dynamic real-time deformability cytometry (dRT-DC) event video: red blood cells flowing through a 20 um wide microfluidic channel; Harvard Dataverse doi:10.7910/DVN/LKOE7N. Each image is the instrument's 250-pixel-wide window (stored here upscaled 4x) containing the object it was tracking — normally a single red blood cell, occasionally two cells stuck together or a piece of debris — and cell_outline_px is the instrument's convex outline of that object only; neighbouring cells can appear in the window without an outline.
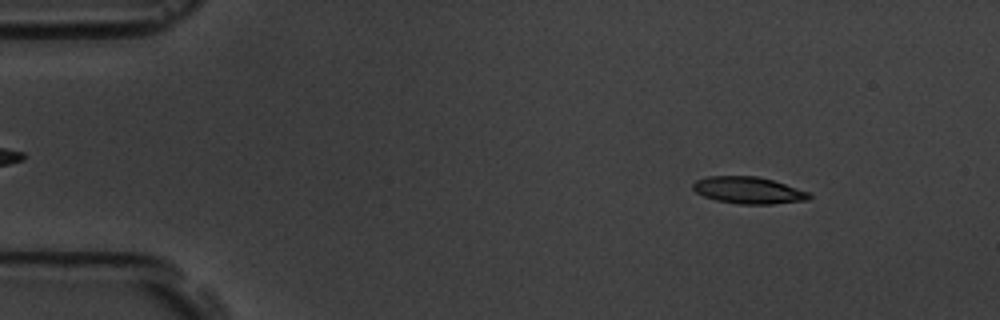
{"species": "common noctule bat (a hibernating species)", "species_latin": "Nyctalus noctula", "temperature_condition": "room temperature", "stored_images_in_passage": 55, "camera_frame_rate_fps": 3000, "um_per_image_px": 0.085, "animal": {"sex": "male", "body_mass_g": 19.5, "forearm_length_mm": 54.6}, "frame": {"image": 1, "passage_image": 6, "time_ms": 1.667, "image_size_px": [1000, 320], "cell_outline_px": [[812, 196], [808, 200], [772, 204], [736, 204], [716, 200], [704, 196], [696, 192], [692, 188], [692, 184], [696, 180], [708, 176], [756, 176], [772, 180], [812, 192]], "centroid_in_image_um": [63.64, 16.18], "position_along_channel_um": 21.4, "area_um2": 18.32}}
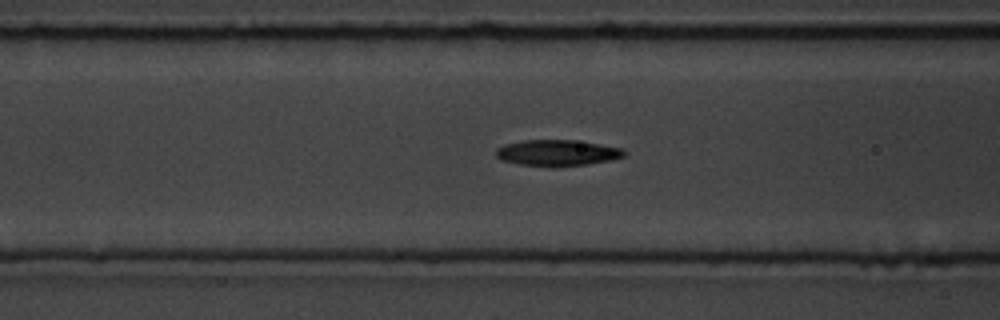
{"frame": {"image": 2, "passage_image": 21, "time_ms": 6.667, "image_size_px": [1000, 320], "cell_outline_px": [[628, 152], [624, 156], [612, 160], [588, 164], [552, 168], [548, 168], [520, 164], [500, 160], [496, 156], [496, 148], [504, 144], [524, 140], [572, 140], [600, 144], [624, 148]], "centroid_in_image_um": [47.38, 13.01], "position_along_channel_um": 119.2, "area_um2": 19.94}}
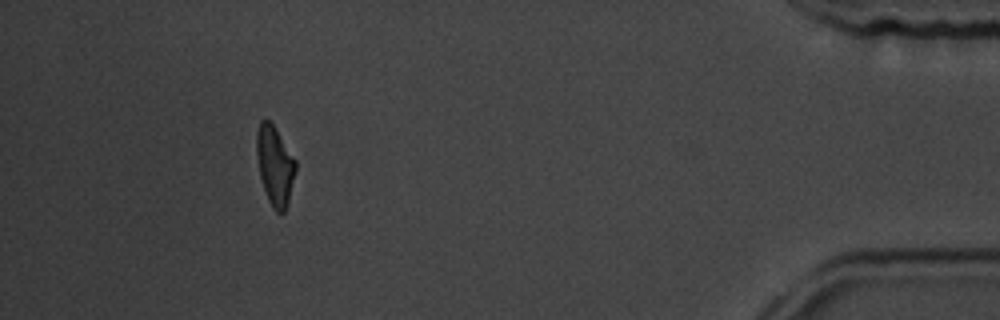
{"frame": {"image": 3, "passage_image": 50, "time_ms": 16.333, "image_size_px": [1000, 320], "cell_outline_px": [[296, 172], [288, 204], [284, 212], [276, 212], [272, 208], [268, 200], [260, 176], [256, 152], [256, 132], [260, 120], [268, 120], [276, 128], [296, 160]], "centroid_in_image_um": [23.37, 14.07], "position_along_channel_um": 411.8, "area_um2": 18.15}, "authors_computed_cell_mechanics": {"area_um2": 18.5538, "velocity_mm_per_s": 3.6576, "shape_relaxation_time_tau1_ms": 3.5463, "shape_relaxation_time_tau2_ms": 3.8516, "deformation_change_tau1": 0.1664, "deformation_change_tau2": 0.1018}}